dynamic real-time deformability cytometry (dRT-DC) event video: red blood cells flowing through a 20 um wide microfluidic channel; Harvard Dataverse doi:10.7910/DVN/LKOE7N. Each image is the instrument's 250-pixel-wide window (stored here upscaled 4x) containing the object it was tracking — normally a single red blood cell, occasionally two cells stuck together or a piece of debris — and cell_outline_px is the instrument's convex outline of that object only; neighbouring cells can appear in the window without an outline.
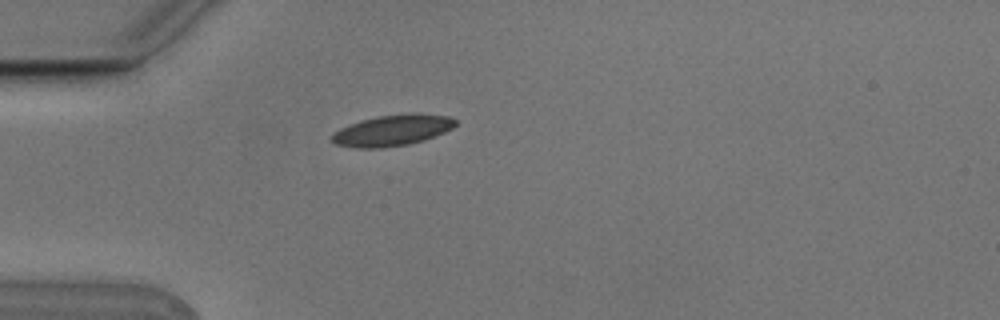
{"species": "Egyptian fruit bat (a non-hibernating species)", "species_latin": "Rousettus aegyptiacus", "temperature_condition": "cold", "stored_images_in_passage": 1, "camera_frame_rate_fps": 3000, "um_per_image_px": 0.085, "animal": {"sex": "male"}, "frame": {"image": 1, "passage_image": 1, "time_ms": 0.0, "image_size_px": [1000, 320], "cell_outline_px": [[456, 124], [452, 128], [444, 132], [424, 140], [408, 144], [380, 148], [356, 148], [336, 144], [332, 140], [332, 136], [340, 128], [360, 120], [380, 116], [416, 112], [448, 116], [456, 120]], "centroid_in_image_um": [33.37, 11.07], "position_along_channel_um": 51.6, "area_um2": 22.2}}